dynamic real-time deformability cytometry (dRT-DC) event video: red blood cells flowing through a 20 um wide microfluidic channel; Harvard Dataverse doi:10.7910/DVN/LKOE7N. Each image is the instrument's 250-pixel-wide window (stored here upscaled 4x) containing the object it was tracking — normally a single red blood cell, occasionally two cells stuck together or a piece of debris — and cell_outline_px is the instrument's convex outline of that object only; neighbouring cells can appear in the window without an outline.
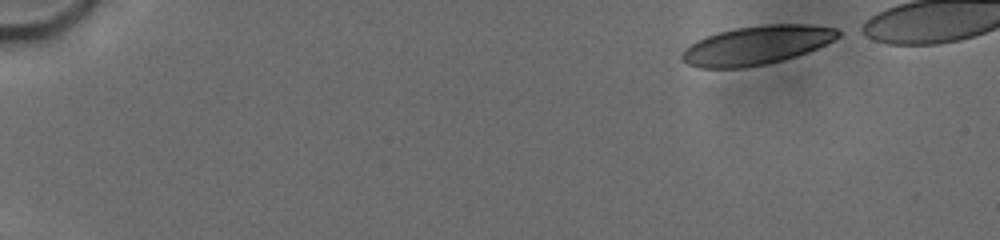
{"species": "human", "species_latin": "Homo sapiens", "temperature_condition": "cold", "stored_images_in_passage": 18, "camera_frame_rate_fps": 3000, "um_per_image_px": 0.085, "donor": {"sex": "male"}, "frame": {"image": 1, "passage_image": 1, "time_ms": 0.0, "image_size_px": [1000, 240], "cell_outline_px": [[844, 32], [840, 36], [808, 52], [784, 60], [744, 68], [700, 68], [688, 64], [680, 60], [680, 56], [684, 48], [696, 40], [720, 32], [736, 28], [764, 24], [800, 24], [836, 28]], "centroid_in_image_um": [64.29, 3.85], "position_along_channel_um": 20.7, "area_um2": 35.26}}
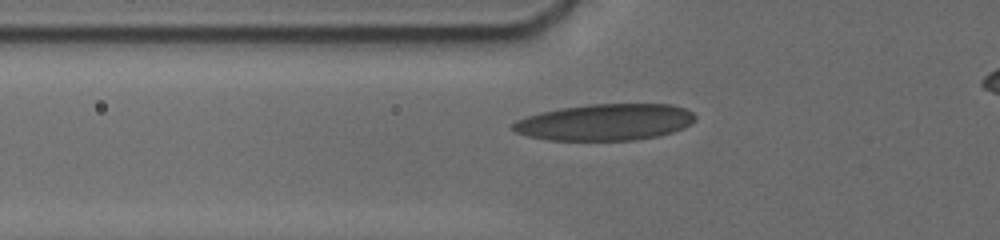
{"frame": {"image": 2, "passage_image": 16, "time_ms": 5.0, "image_size_px": [1000, 240], "cell_outline_px": [[696, 120], [692, 124], [684, 128], [672, 132], [656, 136], [636, 140], [548, 140], [528, 136], [516, 132], [512, 128], [512, 124], [516, 120], [528, 116], [560, 108], [588, 104], [672, 104], [684, 108], [692, 112], [696, 116]], "centroid_in_image_um": [51.48, 10.38], "position_along_channel_um": 74.3, "area_um2": 38.78}}